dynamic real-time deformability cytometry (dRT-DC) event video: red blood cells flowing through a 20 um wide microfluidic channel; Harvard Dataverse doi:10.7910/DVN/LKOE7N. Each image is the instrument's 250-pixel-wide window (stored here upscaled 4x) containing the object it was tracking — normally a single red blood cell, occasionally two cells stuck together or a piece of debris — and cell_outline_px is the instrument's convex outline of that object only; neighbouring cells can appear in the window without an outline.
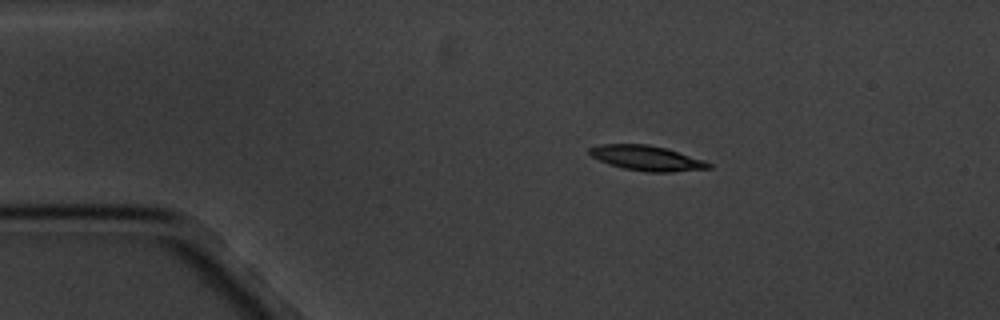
{"species": "common noctule bat (a hibernating species)", "species_latin": "Nyctalus noctula", "temperature_condition": "cold", "stored_images_in_passage": 6, "camera_frame_rate_fps": 3000, "um_per_image_px": 0.085, "animal": {"sex": "male", "body_mass_g": 20.1, "forearm_length_mm": 53.5}, "frame": {"image": 1, "passage_image": 3, "time_ms": 2.333, "image_size_px": [1000, 320], "cell_outline_px": [[712, 168], [672, 172], [648, 172], [624, 168], [608, 164], [592, 156], [588, 152], [588, 148], [600, 144], [648, 144], [664, 148], [704, 160], [712, 164]], "centroid_in_image_um": [54.96, 13.44], "position_along_channel_um": 30.0, "area_um2": 17.22}}
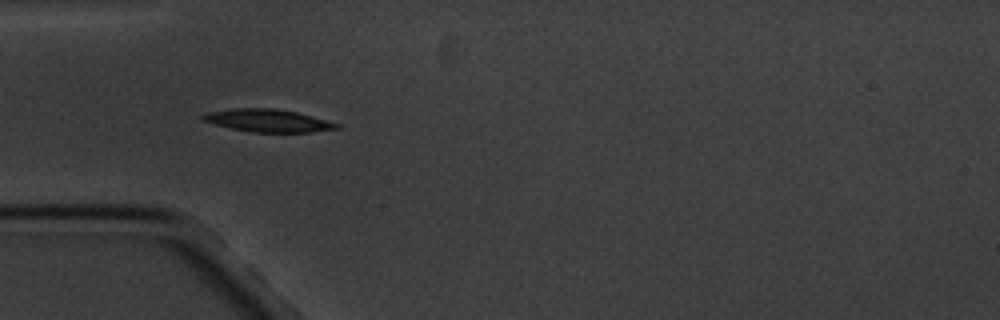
{"frame": {"image": 2, "passage_image": 5, "time_ms": 4.667, "image_size_px": [1000, 320], "cell_outline_px": [[340, 128], [312, 132], [252, 132], [232, 128], [200, 120], [200, 116], [208, 112], [236, 108], [272, 108], [296, 112], [312, 116], [340, 124]], "centroid_in_image_um": [22.77, 10.25], "position_along_channel_um": 62.2, "area_um2": 17.51}}
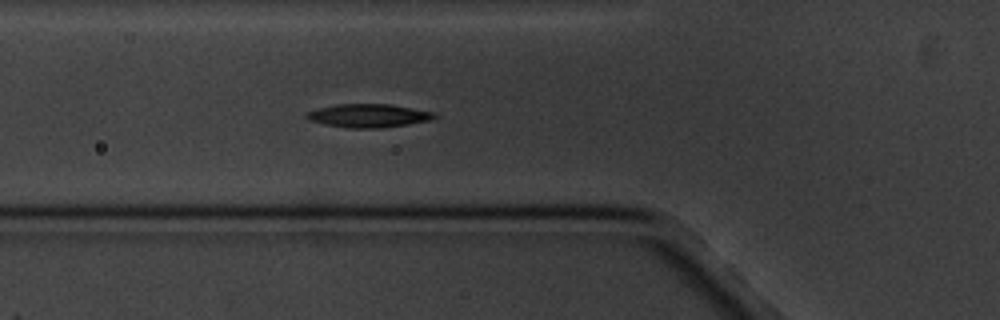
{"frame": {"image": 3, "passage_image": 6, "time_ms": 5.667, "image_size_px": [1000, 320], "cell_outline_px": [[440, 116], [428, 120], [408, 124], [380, 128], [348, 128], [324, 124], [308, 120], [304, 116], [308, 112], [320, 108], [336, 104], [392, 104], [436, 112]], "centroid_in_image_um": [31.35, 9.83], "position_along_channel_um": 94.4, "area_um2": 17.51}}